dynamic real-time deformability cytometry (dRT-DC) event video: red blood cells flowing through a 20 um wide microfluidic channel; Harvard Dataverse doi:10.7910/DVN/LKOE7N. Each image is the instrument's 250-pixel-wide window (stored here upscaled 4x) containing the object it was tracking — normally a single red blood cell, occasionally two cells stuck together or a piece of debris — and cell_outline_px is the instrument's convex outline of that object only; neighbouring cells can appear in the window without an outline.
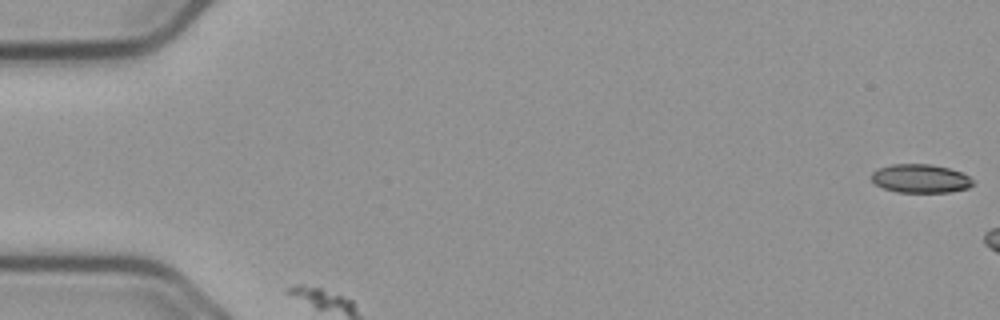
{"species": "common noctule bat (a hibernating species)", "species_latin": "Nyctalus noctula", "temperature_condition": "cold", "stored_images_in_passage": 37, "camera_frame_rate_fps": 3000, "um_per_image_px": 0.085, "animal": {"sex": "male", "body_mass_g": 23.1, "forearm_length_mm": 52.7}, "frame": {"image": 1, "passage_image": 1, "time_ms": 0.0, "image_size_px": [1000, 320], "cell_outline_px": [[976, 180], [968, 188], [952, 192], [896, 192], [884, 188], [876, 184], [872, 180], [872, 172], [876, 168], [892, 164], [932, 164], [948, 168], [960, 172]], "centroid_in_image_um": [78.24, 15.17], "position_along_channel_um": 6.8, "area_um2": 16.99}}